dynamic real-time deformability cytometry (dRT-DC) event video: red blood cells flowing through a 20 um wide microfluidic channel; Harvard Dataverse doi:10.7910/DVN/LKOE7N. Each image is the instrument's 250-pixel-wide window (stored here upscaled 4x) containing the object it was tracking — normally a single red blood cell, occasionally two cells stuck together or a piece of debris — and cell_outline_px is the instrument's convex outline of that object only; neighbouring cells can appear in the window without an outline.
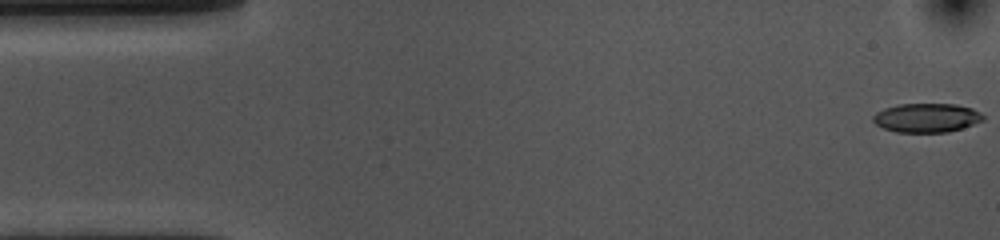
{"species": "common noctule bat (a hibernating species)", "species_latin": "Nyctalus noctula", "temperature_condition": "cold", "stored_images_in_passage": 54, "camera_frame_rate_fps": 3000, "um_per_image_px": 0.085, "animal": {"sex": "female", "body_mass_g": 10.0, "forearm_length_mm": 53.1}, "frame": {"image": 1, "passage_image": 1, "time_ms": 0.0, "image_size_px": [1000, 240], "cell_outline_px": [[984, 120], [948, 132], [896, 132], [884, 128], [876, 124], [872, 120], [872, 116], [876, 112], [884, 108], [900, 104], [956, 104], [972, 108], [980, 112], [984, 116]], "centroid_in_image_um": [78.75, 10.0], "position_along_channel_um": 6.3, "area_um2": 18.55}}
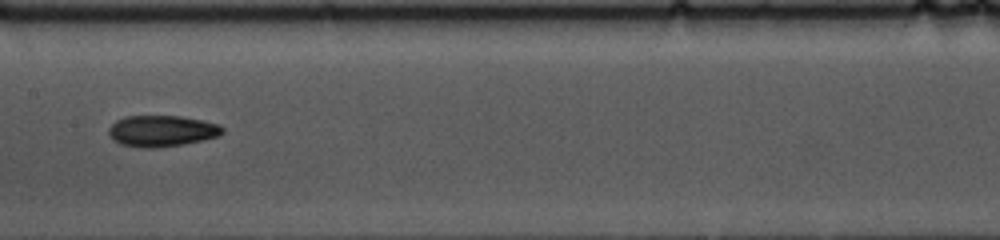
{"frame": {"image": 2, "passage_image": 26, "time_ms": 8.333, "image_size_px": [1000, 240], "cell_outline_px": [[224, 132], [220, 136], [204, 140], [156, 148], [136, 148], [120, 144], [112, 140], [108, 132], [108, 128], [116, 120], [124, 116], [180, 116], [204, 120], [220, 124], [224, 128]], "centroid_in_image_um": [13.75, 11.13], "position_along_channel_um": 193.6, "area_um2": 21.04}}
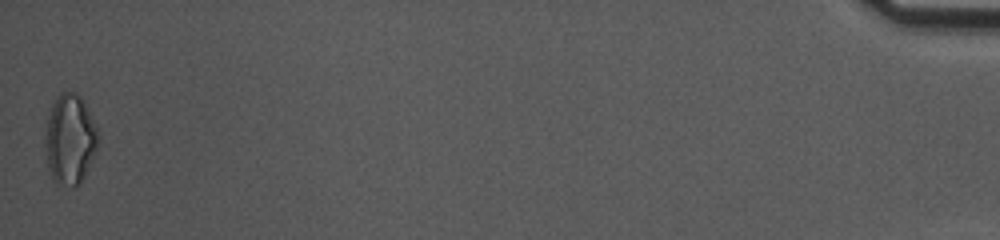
{"frame": {"image": 3, "passage_image": 54, "time_ms": 17.667, "image_size_px": [1000, 240], "cell_outline_px": [[100, 140], [84, 176], [80, 184], [76, 188], [72, 188], [56, 184], [52, 180], [48, 168], [44, 144], [44, 140], [48, 116], [52, 104], [56, 96], [64, 92], [76, 92], [80, 96], [100, 136]], "centroid_in_image_um": [5.92, 11.9], "position_along_channel_um": 429.3, "area_um2": 27.92}, "authors_computed_cell_mechanics": {"area_um2": 19.9988, "velocity_mm_per_s": 3.6278, "shape_relaxation_time_tau1_ms": 8.2463, "shape_relaxation_time_tau2_ms": 4.5441, "deformation_change_tau1": 0.1831, "deformation_change_tau2": 0.1153}}